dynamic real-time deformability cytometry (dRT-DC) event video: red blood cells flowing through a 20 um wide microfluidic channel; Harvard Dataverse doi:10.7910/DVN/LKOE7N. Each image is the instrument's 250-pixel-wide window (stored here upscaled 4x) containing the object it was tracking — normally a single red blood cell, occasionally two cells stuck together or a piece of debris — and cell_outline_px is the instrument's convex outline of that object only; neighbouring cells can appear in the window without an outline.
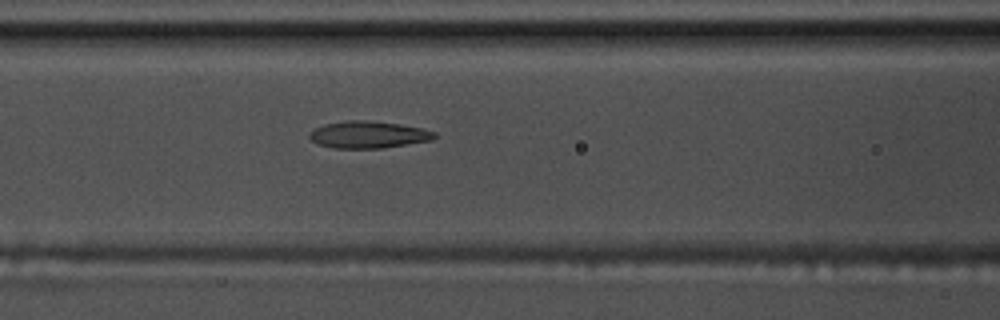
{"species": "common noctule bat (a hibernating species)", "species_latin": "Nyctalus noctula", "temperature_condition": "warm", "stored_images_in_passage": 41, "camera_frame_rate_fps": 3000, "um_per_image_px": 0.085, "animal": {"sex": "male", "body_mass_g": 17.5, "forearm_length_mm": 52.3}, "frame": {"image": 1, "passage_image": 8, "time_ms": 2.333, "image_size_px": [1000, 320], "cell_outline_px": [[436, 136], [432, 140], [380, 148], [332, 148], [316, 144], [308, 136], [316, 128], [324, 124], [348, 120], [368, 120], [400, 124], [424, 128], [436, 132]], "centroid_in_image_um": [31.32, 11.44], "position_along_channel_um": 135.3, "area_um2": 19.65}}
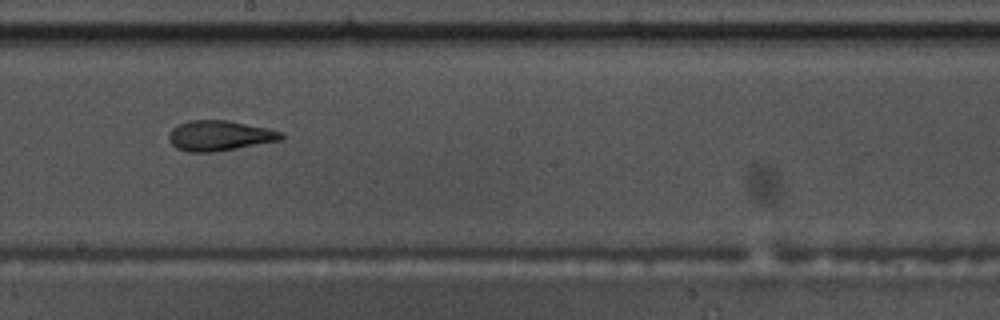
{"frame": {"image": 2, "passage_image": 16, "time_ms": 5.0, "image_size_px": [1000, 320], "cell_outline_px": [[284, 136], [280, 140], [216, 152], [188, 152], [176, 148], [168, 140], [168, 132], [172, 128], [188, 120], [228, 120], [268, 128], [280, 132]], "centroid_in_image_um": [18.61, 11.53], "position_along_channel_um": 229.6, "area_um2": 19.83}}
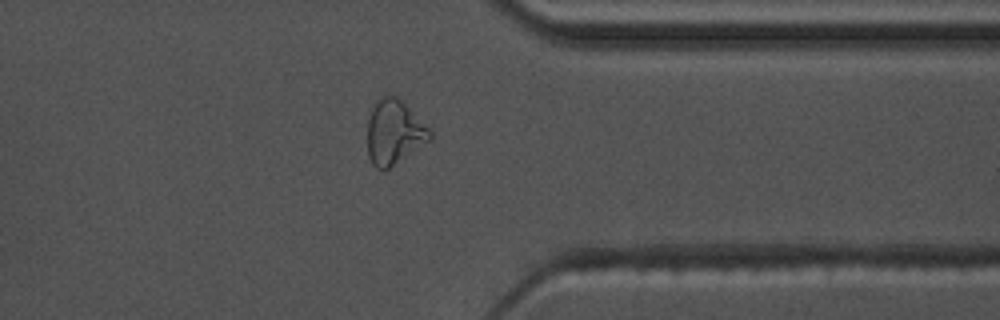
{"frame": {"image": 3, "passage_image": 29, "time_ms": 9.333, "image_size_px": [1000, 320], "cell_outline_px": [[432, 140], [384, 172], [376, 168], [372, 164], [368, 156], [368, 120], [372, 108], [384, 96], [396, 96], [432, 132]], "centroid_in_image_um": [33.5, 11.32], "position_along_channel_um": 377.9, "area_um2": 23.24}, "authors_computed_cell_mechanics": {"area_um2": 19.8254, "velocity_mm_per_s": 3.5572, "shape_relaxation_time_tau1_ms": null, "shape_relaxation_time_tau2_ms": 2.4899, "deformation_change_tau1": null, "deformation_change_tau2": 0.1158}}